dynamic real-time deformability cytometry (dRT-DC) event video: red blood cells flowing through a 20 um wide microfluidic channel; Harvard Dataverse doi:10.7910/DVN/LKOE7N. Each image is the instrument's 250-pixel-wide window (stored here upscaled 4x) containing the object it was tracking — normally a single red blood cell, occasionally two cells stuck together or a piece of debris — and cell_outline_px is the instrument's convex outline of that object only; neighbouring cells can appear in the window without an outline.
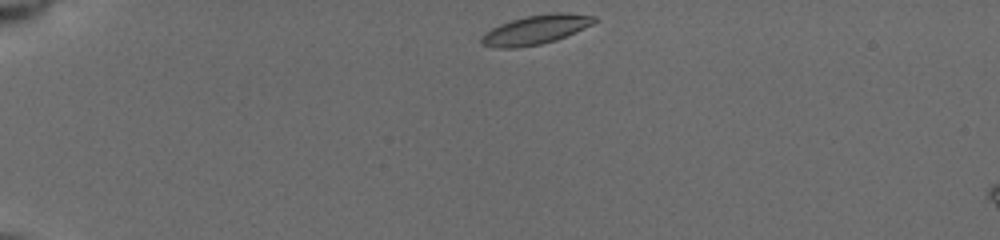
{"species": "common noctule bat (a hibernating species)", "species_latin": "Nyctalus noctula", "temperature_condition": "cold", "stored_images_in_passage": 16, "camera_frame_rate_fps": 3000, "um_per_image_px": 0.085, "animal": {"sex": "female", "body_mass_g": 19.5, "forearm_length_mm": 54.1}, "frame": {"image": 1, "passage_image": 1, "time_ms": 0.0, "image_size_px": [1000, 240], "cell_outline_px": [[596, 20], [592, 24], [556, 40], [540, 44], [516, 48], [500, 48], [480, 44], [480, 36], [484, 32], [500, 24], [512, 20], [528, 16], [552, 12], [560, 12], [596, 16]], "centroid_in_image_um": [45.48, 2.53], "position_along_channel_um": 39.5, "area_um2": 19.02}}
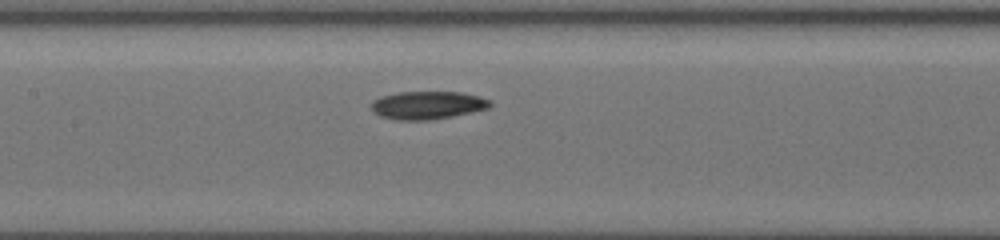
{"frame": {"image": 2, "passage_image": 10, "time_ms": 5.0, "image_size_px": [1000, 240], "cell_outline_px": [[492, 104], [488, 108], [472, 112], [432, 120], [396, 120], [380, 116], [372, 112], [368, 108], [368, 104], [372, 100], [380, 96], [396, 92], [460, 92], [480, 96], [492, 100]], "centroid_in_image_um": [36.27, 8.94], "position_along_channel_um": 171.1, "area_um2": 19.83}}
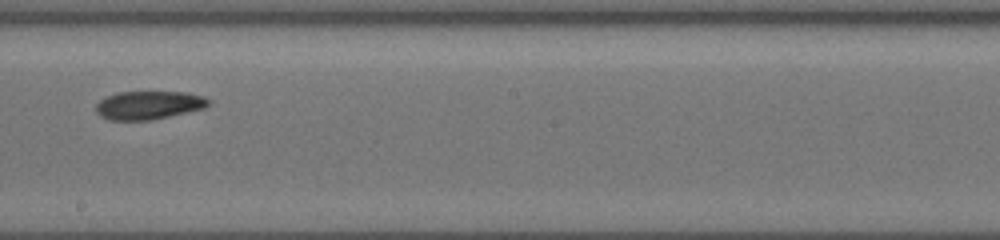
{"frame": {"image": 3, "passage_image": 14, "time_ms": 6.667, "image_size_px": [1000, 240], "cell_outline_px": [[212, 100], [204, 108], [168, 116], [148, 120], [108, 120], [100, 116], [96, 112], [96, 104], [104, 96], [116, 92], [184, 92], [204, 96]], "centroid_in_image_um": [12.6, 8.93], "position_along_channel_um": 235.6, "area_um2": 18.61}}